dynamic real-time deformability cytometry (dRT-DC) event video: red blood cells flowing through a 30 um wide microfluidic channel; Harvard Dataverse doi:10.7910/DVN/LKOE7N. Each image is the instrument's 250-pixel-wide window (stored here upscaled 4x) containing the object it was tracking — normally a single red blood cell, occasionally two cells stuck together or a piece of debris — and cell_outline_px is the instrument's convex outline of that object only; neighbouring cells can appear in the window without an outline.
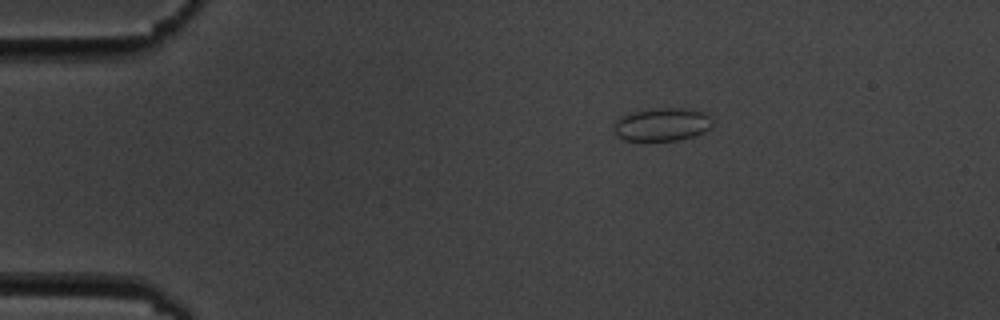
{"species": "common noctule bat (a hibernating species)", "species_latin": "Nyctalus noctula", "temperature_condition": "cold", "stored_images_in_passage": 3, "camera_frame_rate_fps": 3000, "um_per_image_px": 0.085, "animal": {"sex": "male", "body_mass_g": 19.5, "forearm_length_mm": 54.6}, "frame": {"image": 1, "passage_image": 1, "time_ms": 0.0, "image_size_px": [1000, 320], "cell_outline_px": [[716, 120], [712, 128], [704, 132], [680, 140], [624, 140], [616, 136], [612, 132], [616, 120], [620, 116], [632, 112], [656, 108], [684, 108], [704, 112]], "centroid_in_image_um": [56.3, 10.57], "position_along_channel_um": 28.7, "area_um2": 19.36}}